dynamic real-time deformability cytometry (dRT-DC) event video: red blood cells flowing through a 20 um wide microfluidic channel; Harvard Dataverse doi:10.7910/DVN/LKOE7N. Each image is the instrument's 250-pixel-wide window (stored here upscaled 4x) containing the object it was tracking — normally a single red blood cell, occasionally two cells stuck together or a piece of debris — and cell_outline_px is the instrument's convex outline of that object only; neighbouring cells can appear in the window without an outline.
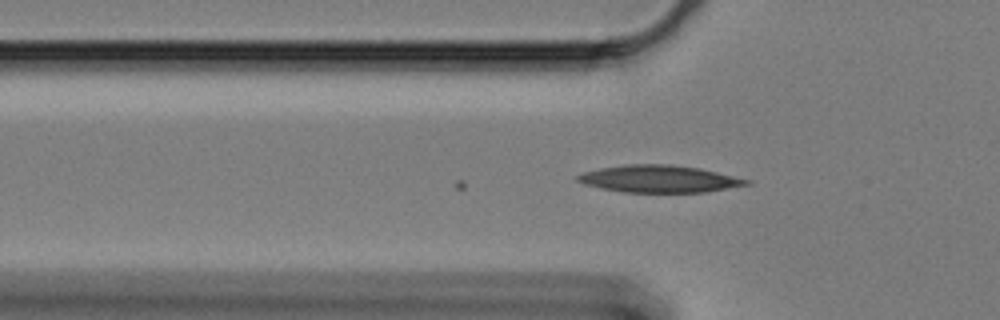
{"species": "Egyptian fruit bat (a non-hibernating species)", "species_latin": "Rousettus aegyptiacus", "temperature_condition": "cold", "stored_images_in_passage": 7, "camera_frame_rate_fps": 3000, "um_per_image_px": 0.085, "animal": {"sex": "female"}, "frame": {"image": 1, "passage_image": 7, "time_ms": 2.0, "image_size_px": [1000, 320], "cell_outline_px": [[752, 184], [704, 192], [624, 192], [600, 188], [584, 184], [576, 180], [576, 176], [584, 172], [600, 168], [624, 164], [672, 164], [700, 168], [752, 180]], "centroid_in_image_um": [56.04, 15.2], "position_along_channel_um": 69.8, "area_um2": 26.82}}